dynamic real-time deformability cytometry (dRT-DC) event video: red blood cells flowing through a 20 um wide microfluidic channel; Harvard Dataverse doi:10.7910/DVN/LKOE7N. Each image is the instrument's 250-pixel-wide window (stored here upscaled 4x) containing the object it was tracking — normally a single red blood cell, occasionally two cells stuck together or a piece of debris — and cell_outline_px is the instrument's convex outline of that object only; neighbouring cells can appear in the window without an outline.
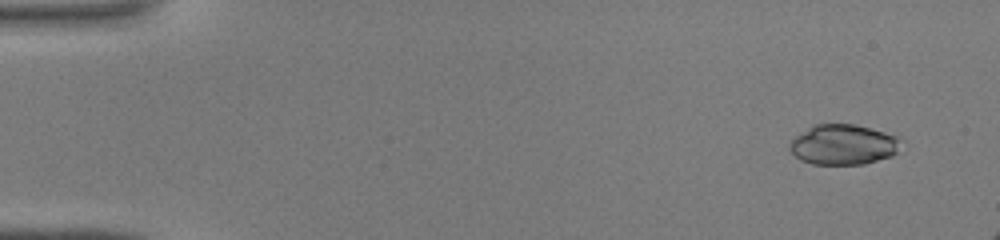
{"species": "common noctule bat (a hibernating species)", "species_latin": "Nyctalus noctula", "temperature_condition": "warm", "stored_images_in_passage": 14, "camera_frame_rate_fps": 3000, "um_per_image_px": 0.085, "animal": {"sex": "male", "body_mass_g": 19.0, "forearm_length_mm": 50.8}, "frame": {"image": 1, "passage_image": 2, "time_ms": 0.333, "image_size_px": [1000, 240], "cell_outline_px": [[900, 140], [896, 152], [892, 156], [864, 164], [812, 164], [800, 160], [788, 148], [788, 144], [796, 136], [812, 124], [856, 124], [884, 132], [896, 136]], "centroid_in_image_um": [71.64, 12.29], "position_along_channel_um": 13.4, "area_um2": 26.01}}
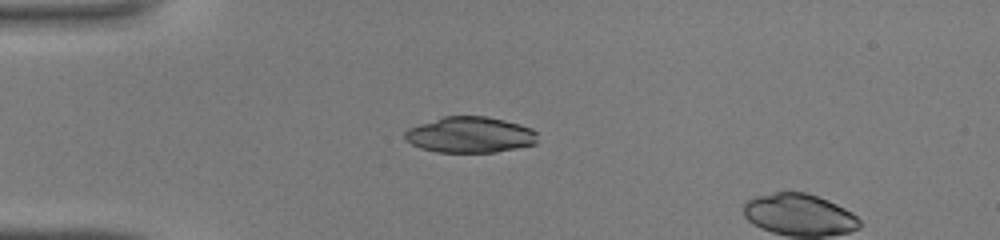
{"frame": {"image": 2, "passage_image": 11, "time_ms": 3.333, "image_size_px": [1000, 240], "cell_outline_px": [[536, 144], [496, 152], [436, 152], [420, 148], [412, 144], [404, 136], [404, 132], [408, 128], [444, 116], [488, 116], [520, 124], [532, 128], [536, 132]], "centroid_in_image_um": [39.96, 11.45], "position_along_channel_um": 45.0, "area_um2": 27.74}}